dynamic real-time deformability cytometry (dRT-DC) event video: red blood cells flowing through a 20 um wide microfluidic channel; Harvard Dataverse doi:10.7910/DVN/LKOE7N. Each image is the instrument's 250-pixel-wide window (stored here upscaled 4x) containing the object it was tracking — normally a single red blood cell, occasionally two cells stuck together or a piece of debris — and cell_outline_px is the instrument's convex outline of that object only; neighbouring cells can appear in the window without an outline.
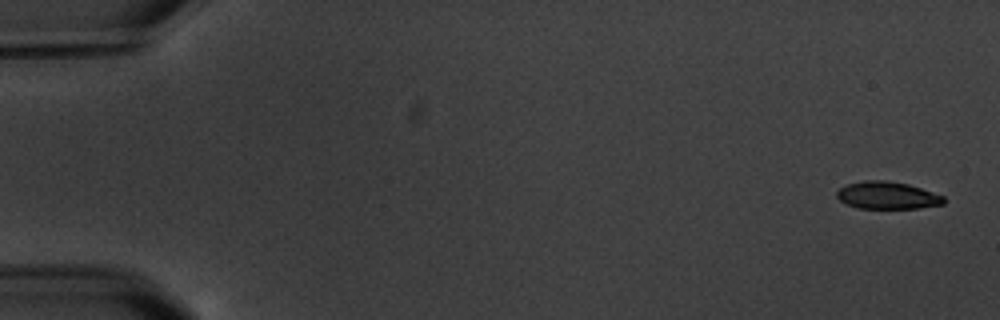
{"species": "common noctule bat (a hibernating species)", "species_latin": "Nyctalus noctula", "temperature_condition": "warm", "stored_images_in_passage": 8, "camera_frame_rate_fps": 3000, "um_per_image_px": 0.085, "animal": {"sex": "male", "body_mass_g": 20.1, "forearm_length_mm": 53.5}, "frame": {"image": 1, "passage_image": 1, "time_ms": 0.0, "image_size_px": [1000, 320], "cell_outline_px": [[944, 204], [920, 208], [860, 208], [848, 204], [840, 200], [836, 196], [836, 192], [840, 188], [848, 184], [864, 180], [888, 180], [908, 184], [944, 196]], "centroid_in_image_um": [75.43, 16.6], "position_along_channel_um": 9.6, "area_um2": 16.94}}
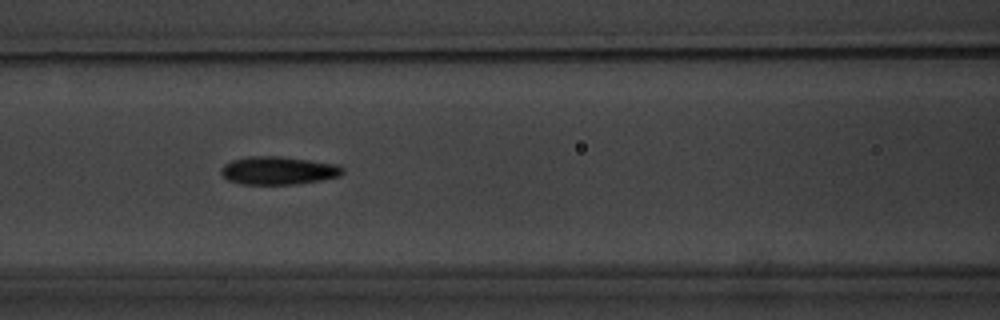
{"frame": {"image": 2, "passage_image": 7, "time_ms": 8.0, "image_size_px": [1000, 320], "cell_outline_px": [[344, 172], [340, 176], [320, 180], [296, 184], [240, 184], [228, 180], [220, 172], [220, 168], [224, 164], [232, 160], [248, 156], [280, 156], [340, 164], [344, 168]], "centroid_in_image_um": [23.67, 14.49], "position_along_channel_um": 142.9, "area_um2": 20.06}}
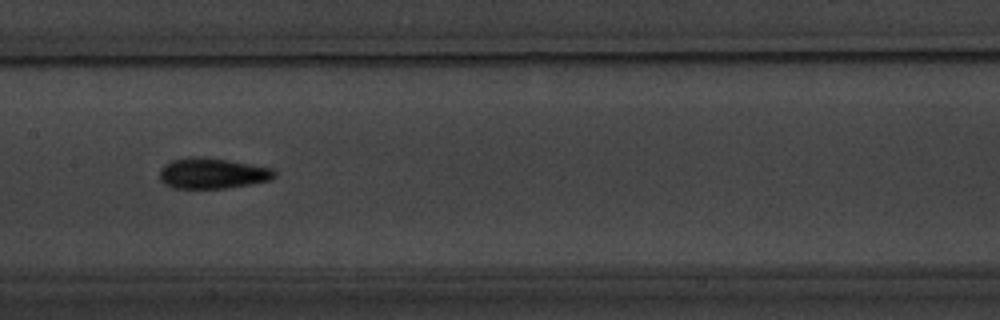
{"frame": {"image": 3, "passage_image": 8, "time_ms": 9.333, "image_size_px": [1000, 320], "cell_outline_px": [[276, 176], [272, 180], [224, 188], [172, 188], [164, 184], [160, 180], [160, 168], [164, 164], [172, 160], [188, 156], [200, 156], [228, 160], [252, 164], [272, 168], [276, 172]], "centroid_in_image_um": [18.03, 14.72], "position_along_channel_um": 189.4, "area_um2": 20.69}}